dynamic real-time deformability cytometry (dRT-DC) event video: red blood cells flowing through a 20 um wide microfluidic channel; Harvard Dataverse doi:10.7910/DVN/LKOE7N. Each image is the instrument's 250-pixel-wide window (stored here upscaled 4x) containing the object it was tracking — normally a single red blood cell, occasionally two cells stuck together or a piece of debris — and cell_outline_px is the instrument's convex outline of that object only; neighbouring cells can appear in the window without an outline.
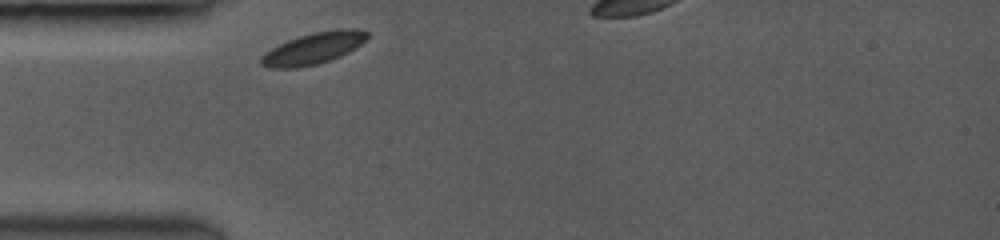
{"species": "common noctule bat (a hibernating species)", "species_latin": "Nyctalus noctula", "temperature_condition": "room temperature", "stored_images_in_passage": 35, "segment_of_instrument_passage": [1, 2], "camera_frame_rate_fps": 3500, "um_per_image_px": 0.085, "animal": {"sex": "female", "body_mass_g": 19.0, "forearm_length_mm": 53.3}, "frame": {"image": 1, "passage_image": 1, "time_ms": 0.0, "image_size_px": [1000, 240], "cell_outline_px": [[368, 40], [348, 52], [340, 56], [316, 64], [296, 68], [272, 68], [260, 64], [260, 56], [272, 48], [288, 40], [312, 32], [340, 28], [356, 28], [368, 32]], "centroid_in_image_um": [26.67, 4.09], "position_along_channel_um": 58.3, "area_um2": 19.48}}
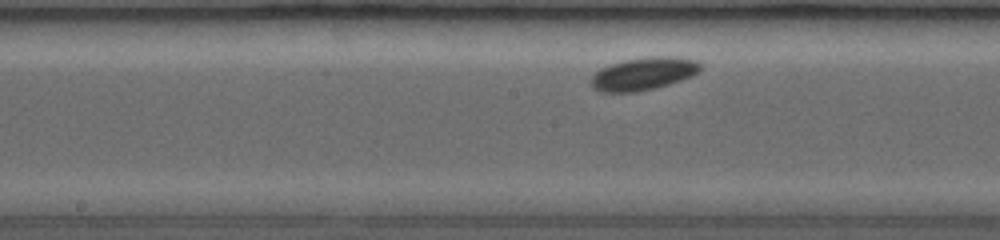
{"frame": {"image": 2, "passage_image": 14, "time_ms": 3.714, "image_size_px": [1000, 240], "cell_outline_px": [[704, 68], [700, 72], [692, 76], [668, 84], [652, 88], [632, 92], [604, 92], [592, 88], [592, 76], [600, 68], [608, 64], [624, 60], [648, 56], [676, 56], [700, 60], [704, 64]], "centroid_in_image_um": [54.78, 6.23], "position_along_channel_um": 193.4, "area_um2": 21.15}}
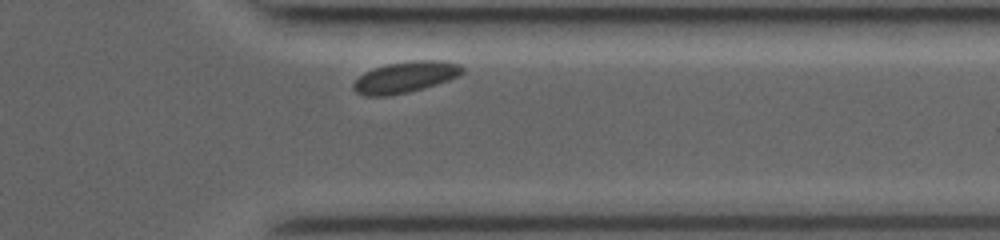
{"frame": {"image": 3, "passage_image": 31, "time_ms": 8.571, "image_size_px": [1000, 240], "cell_outline_px": [[464, 72], [448, 80], [436, 84], [408, 92], [388, 96], [368, 96], [356, 92], [352, 88], [352, 84], [364, 72], [388, 64], [412, 60], [444, 60], [460, 64], [464, 68]], "centroid_in_image_um": [34.46, 6.55], "position_along_channel_um": 376.9, "area_um2": 19.65}}